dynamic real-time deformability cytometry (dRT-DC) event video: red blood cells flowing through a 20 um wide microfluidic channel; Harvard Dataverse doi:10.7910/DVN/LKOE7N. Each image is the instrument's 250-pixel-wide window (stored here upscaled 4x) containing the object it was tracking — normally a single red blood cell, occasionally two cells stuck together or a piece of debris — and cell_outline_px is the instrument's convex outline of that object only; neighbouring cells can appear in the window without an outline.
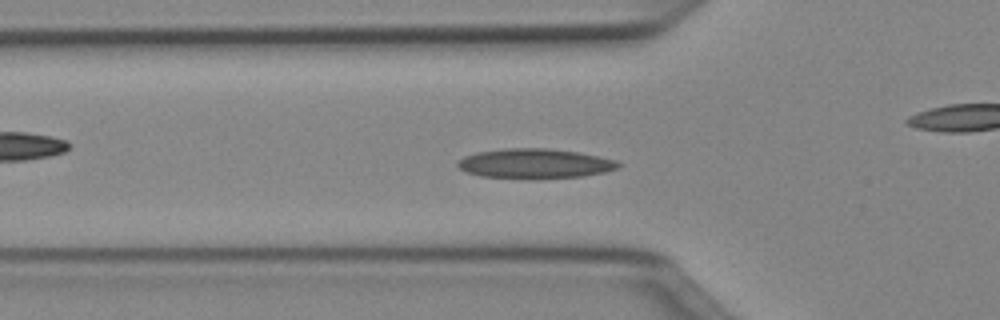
{"species": "Egyptian fruit bat (a non-hibernating species)", "species_latin": "Rousettus aegyptiacus", "temperature_condition": "cold", "stored_images_in_passage": 50, "camera_frame_rate_fps": 3000, "um_per_image_px": 0.085, "animal": {"sex": "female"}, "frame": {"image": 1, "passage_image": 16, "time_ms": 5.0, "image_size_px": [1000, 320], "cell_outline_px": [[624, 164], [620, 168], [604, 172], [584, 176], [532, 180], [480, 176], [468, 172], [460, 168], [456, 164], [456, 160], [464, 156], [476, 152], [504, 148], [548, 148], [576, 152], [616, 160]], "centroid_in_image_um": [45.46, 13.92], "position_along_channel_um": 80.3, "area_um2": 28.38}}
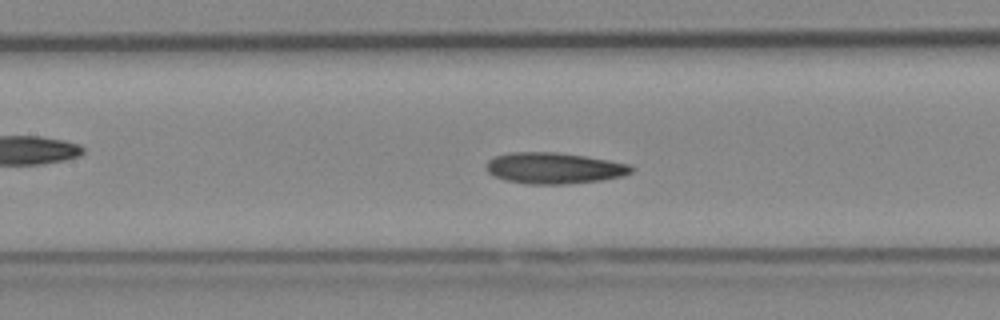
{"frame": {"image": 2, "passage_image": 22, "time_ms": 7.0, "image_size_px": [1000, 320], "cell_outline_px": [[636, 168], [632, 172], [624, 176], [600, 180], [564, 184], [528, 184], [504, 180], [492, 176], [484, 168], [488, 160], [496, 156], [512, 152], [556, 152], [584, 156], [632, 164]], "centroid_in_image_um": [47.1, 14.29], "position_along_channel_um": 160.3, "area_um2": 26.53}}
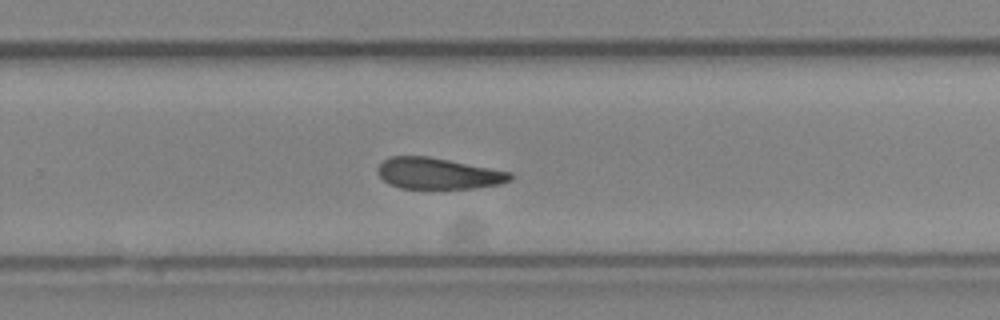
{"frame": {"image": 3, "passage_image": 32, "time_ms": 10.333, "image_size_px": [1000, 320], "cell_outline_px": [[512, 180], [500, 184], [476, 188], [400, 188], [388, 184], [380, 176], [376, 168], [384, 160], [392, 156], [428, 156], [512, 172]], "centroid_in_image_um": [37.25, 14.75], "position_along_channel_um": 292.6, "area_um2": 24.04}}